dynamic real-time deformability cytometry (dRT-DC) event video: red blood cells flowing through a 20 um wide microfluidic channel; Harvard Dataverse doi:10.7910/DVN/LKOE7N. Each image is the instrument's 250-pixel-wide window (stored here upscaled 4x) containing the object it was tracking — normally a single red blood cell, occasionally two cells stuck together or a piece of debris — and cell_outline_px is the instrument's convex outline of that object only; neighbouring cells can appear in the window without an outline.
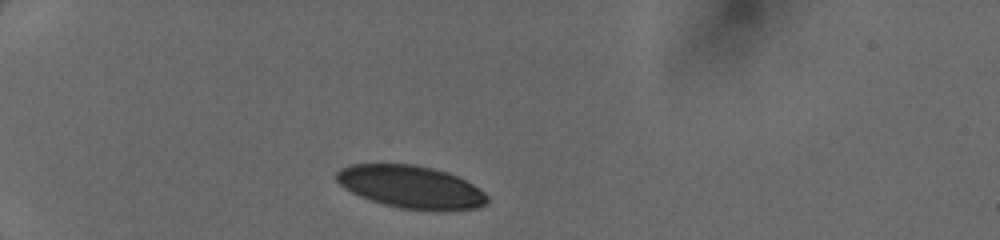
{"species": "human", "species_latin": "Homo sapiens", "temperature_condition": "cold", "stored_images_in_passage": 32, "camera_frame_rate_fps": 3000, "um_per_image_px": 0.085, "donor": {"sex": "female"}, "frame": {"image": 1, "passage_image": 1, "time_ms": 0.0, "image_size_px": [1000, 240], "cell_outline_px": [[488, 200], [484, 204], [476, 208], [400, 208], [384, 204], [360, 196], [344, 188], [336, 180], [336, 172], [340, 168], [352, 164], [416, 164], [448, 172], [472, 184], [484, 192], [488, 196]], "centroid_in_image_um": [34.86, 15.84], "position_along_channel_um": 50.1, "area_um2": 36.53}}
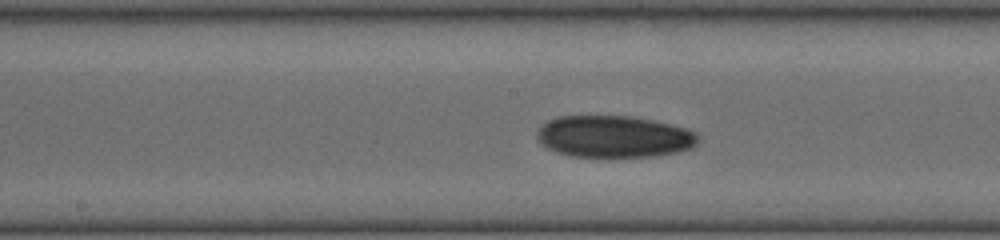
{"frame": {"image": 2, "passage_image": 14, "time_ms": 4.333, "image_size_px": [1000, 240], "cell_outline_px": [[700, 136], [696, 144], [692, 148], [676, 152], [656, 156], [568, 156], [556, 152], [540, 144], [536, 136], [536, 132], [548, 120], [560, 116], [632, 116], [652, 120], [688, 128], [696, 132]], "centroid_in_image_um": [52.2, 11.6], "position_along_channel_um": 196.0, "area_um2": 39.36}}
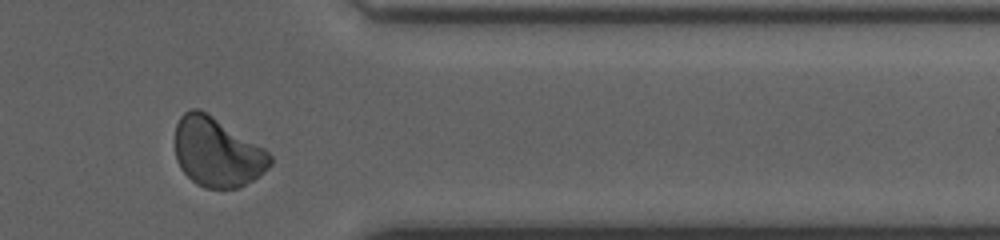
{"frame": {"image": 3, "passage_image": 28, "time_ms": 9.0, "image_size_px": [1000, 240], "cell_outline_px": [[272, 164], [264, 172], [252, 180], [236, 188], [204, 188], [196, 184], [180, 168], [176, 160], [176, 124], [180, 116], [188, 108], [200, 108], [264, 148], [272, 156]], "centroid_in_image_um": [18.44, 12.93], "position_along_channel_um": 393.0, "area_um2": 38.26}}